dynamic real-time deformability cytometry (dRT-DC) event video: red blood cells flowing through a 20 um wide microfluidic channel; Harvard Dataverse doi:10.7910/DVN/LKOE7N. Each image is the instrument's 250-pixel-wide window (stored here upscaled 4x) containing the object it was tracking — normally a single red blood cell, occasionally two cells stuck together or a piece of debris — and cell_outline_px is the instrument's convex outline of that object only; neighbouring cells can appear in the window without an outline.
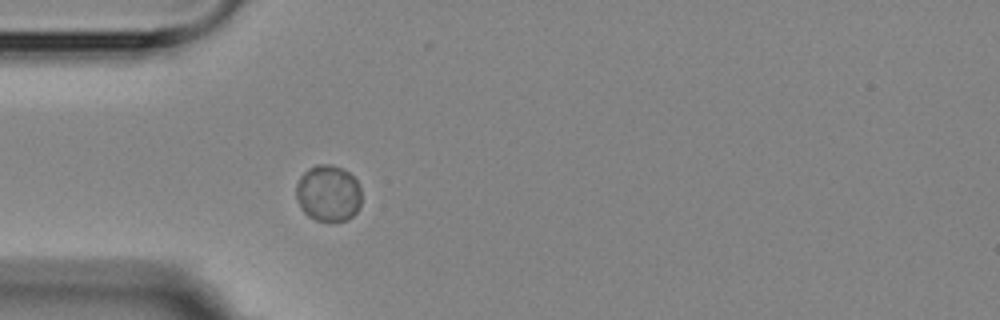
{"species": "Egyptian fruit bat (a non-hibernating species)", "species_latin": "Rousettus aegyptiacus", "temperature_condition": "room temperature", "stored_images_in_passage": 3, "camera_frame_rate_fps": 3000, "um_per_image_px": 0.085, "animal": {"sex": "female"}, "frame": {"image": 1, "passage_image": 3, "time_ms": 3.0, "image_size_px": [1000, 320], "cell_outline_px": [[360, 204], [356, 212], [348, 220], [316, 220], [308, 216], [300, 208], [296, 200], [296, 184], [300, 176], [308, 168], [316, 164], [328, 164], [340, 168], [348, 172], [356, 180], [360, 188]], "centroid_in_image_um": [27.87, 16.42], "position_along_channel_um": 57.1, "area_um2": 21.44}}